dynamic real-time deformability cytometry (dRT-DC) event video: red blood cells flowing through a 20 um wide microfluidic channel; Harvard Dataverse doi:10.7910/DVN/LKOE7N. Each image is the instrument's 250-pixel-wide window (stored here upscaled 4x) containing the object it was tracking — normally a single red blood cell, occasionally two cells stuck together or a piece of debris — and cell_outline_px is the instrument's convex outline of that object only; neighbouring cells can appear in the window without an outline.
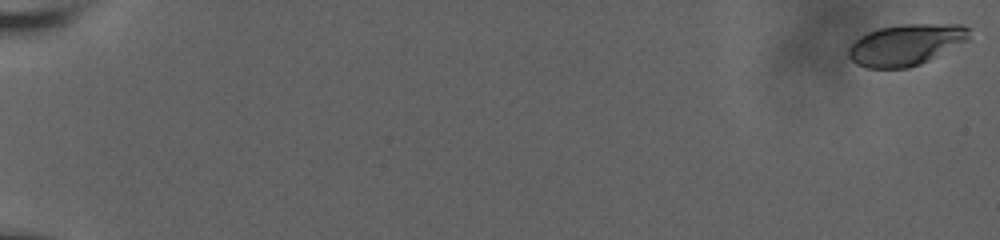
{"species": "human", "species_latin": "Homo sapiens", "temperature_condition": "room temperature", "stored_images_in_passage": 58, "camera_frame_rate_fps": 3000, "um_per_image_px": 0.085, "donor": {"sex": "male"}, "frame": {"image": 1, "passage_image": 1, "time_ms": 0.0, "image_size_px": [1000, 240], "cell_outline_px": [[972, 28], [968, 40], [920, 64], [908, 68], [864, 68], [856, 64], [848, 56], [848, 48], [860, 36], [868, 32], [880, 28], [904, 24], [964, 24]], "centroid_in_image_um": [77.02, 3.79], "position_along_channel_um": 8.0, "area_um2": 29.02}}
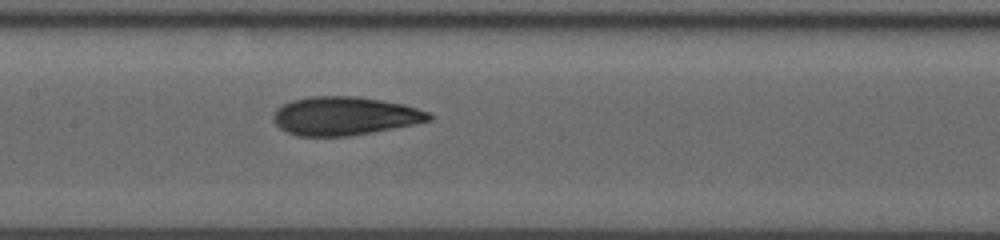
{"frame": {"image": 2, "passage_image": 32, "time_ms": 10.333, "image_size_px": [1000, 240], "cell_outline_px": [[432, 120], [416, 124], [352, 136], [296, 136], [284, 132], [272, 120], [272, 116], [276, 108], [292, 100], [308, 96], [356, 96], [404, 104], [428, 112], [432, 116]], "centroid_in_image_um": [29.26, 9.86], "position_along_channel_um": 178.1, "area_um2": 35.2}}
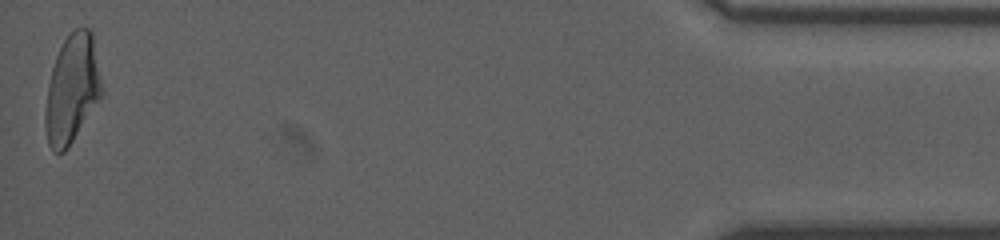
{"frame": {"image": 3, "passage_image": 58, "time_ms": 19.0, "image_size_px": [1000, 240], "cell_outline_px": [[104, 92], [68, 148], [64, 152], [56, 152], [48, 144], [44, 128], [44, 116], [48, 84], [52, 68], [56, 56], [64, 40], [76, 28], [88, 28], [92, 32]], "centroid_in_image_um": [6.12, 7.58], "position_along_channel_um": 429.1, "area_um2": 35.55}, "authors_computed_cell_mechanics": {"area_um2": 33.9575, "velocity_mm_per_s": 3.846, "shape_relaxation_time_tau1_ms": 4.4132, "shape_relaxation_time_tau2_ms": 1.3907, "deformation_change_tau1": 0.1792, "deformation_change_tau2": 0.0796}}